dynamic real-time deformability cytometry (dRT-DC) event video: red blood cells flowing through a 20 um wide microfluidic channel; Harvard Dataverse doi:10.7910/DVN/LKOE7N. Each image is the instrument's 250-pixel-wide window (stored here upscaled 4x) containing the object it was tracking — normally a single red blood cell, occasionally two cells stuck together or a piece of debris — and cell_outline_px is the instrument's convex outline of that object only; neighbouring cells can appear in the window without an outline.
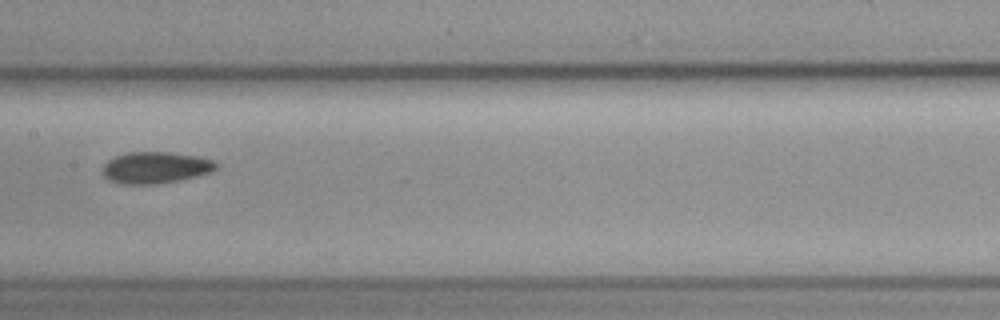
{"species": "common noctule bat (a hibernating species)", "species_latin": "Nyctalus noctula", "temperature_condition": "cold", "stored_images_in_passage": 8, "camera_frame_rate_fps": 3000, "um_per_image_px": 0.085, "animal": {"sex": "female", "body_mass_g": 19.3, "forearm_length_mm": 54.1}, "frame": {"image": 1, "passage_image": 6, "time_ms": 7.333, "image_size_px": [1000, 320], "cell_outline_px": [[220, 168], [212, 172], [180, 180], [152, 184], [120, 184], [108, 180], [104, 176], [104, 164], [108, 160], [116, 156], [128, 152], [168, 152], [200, 156], [212, 160], [220, 164]], "centroid_in_image_um": [13.27, 14.24], "position_along_channel_um": 194.1, "area_um2": 21.04}}